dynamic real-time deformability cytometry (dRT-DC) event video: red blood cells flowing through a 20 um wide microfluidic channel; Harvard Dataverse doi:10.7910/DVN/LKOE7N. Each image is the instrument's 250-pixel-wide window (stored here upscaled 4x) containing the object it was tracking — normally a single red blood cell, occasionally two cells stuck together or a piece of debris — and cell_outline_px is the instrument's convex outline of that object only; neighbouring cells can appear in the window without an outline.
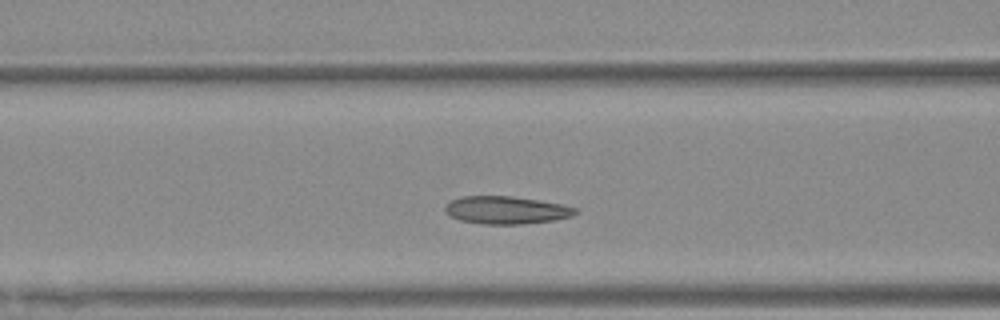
{"species": "Egyptian fruit bat (a non-hibernating species)", "species_latin": "Rousettus aegyptiacus", "temperature_condition": "warm", "stored_images_in_passage": 40, "camera_frame_rate_fps": 3000, "um_per_image_px": 0.085, "animal": {"sex": "female"}, "frame": {"image": 1, "passage_image": 15, "time_ms": 4.667, "image_size_px": [1000, 320], "cell_outline_px": [[580, 212], [572, 216], [552, 220], [520, 224], [484, 224], [460, 220], [448, 216], [444, 212], [444, 204], [460, 196], [512, 196], [564, 204], [576, 208]], "centroid_in_image_um": [43.0, 17.85], "position_along_channel_um": 123.6, "area_um2": 21.21}}
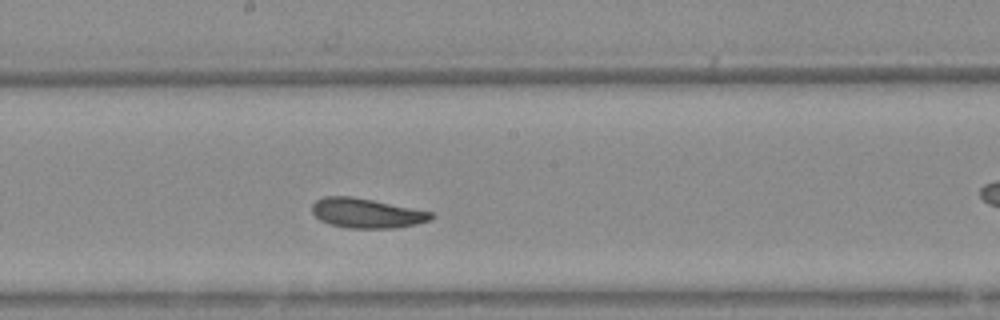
{"frame": {"image": 2, "passage_image": 22, "time_ms": 7.0, "image_size_px": [1000, 320], "cell_outline_px": [[436, 216], [428, 220], [416, 224], [392, 228], [348, 228], [328, 224], [320, 220], [312, 212], [312, 204], [316, 200], [324, 196], [352, 196], [432, 212]], "centroid_in_image_um": [31.12, 18.12], "position_along_channel_um": 217.1, "area_um2": 20.46}}
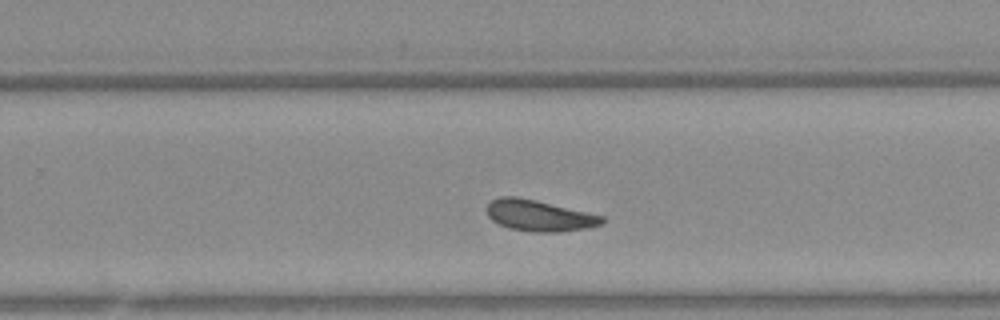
{"frame": {"image": 3, "passage_image": 27, "time_ms": 8.667, "image_size_px": [1000, 320], "cell_outline_px": [[604, 224], [588, 228], [556, 232], [532, 232], [508, 228], [492, 220], [488, 216], [488, 204], [492, 200], [500, 196], [516, 196], [536, 200], [604, 216]], "centroid_in_image_um": [45.85, 18.33], "position_along_channel_um": 284.0, "area_um2": 20.87}}